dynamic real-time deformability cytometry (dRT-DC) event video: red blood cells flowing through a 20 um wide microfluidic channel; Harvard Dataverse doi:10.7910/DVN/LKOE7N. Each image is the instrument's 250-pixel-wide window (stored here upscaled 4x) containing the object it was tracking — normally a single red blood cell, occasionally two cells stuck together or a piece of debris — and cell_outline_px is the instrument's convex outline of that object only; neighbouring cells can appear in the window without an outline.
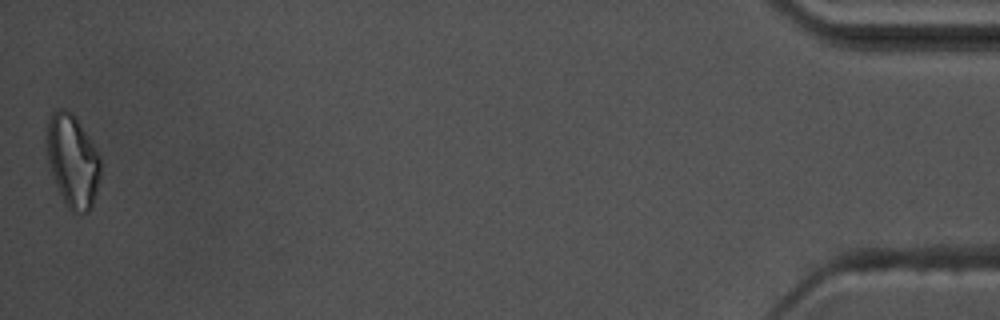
{"species": "common noctule bat (a hibernating species)", "species_latin": "Nyctalus noctula", "temperature_condition": "warm", "stored_images_in_passage": 44, "camera_frame_rate_fps": 3000, "um_per_image_px": 0.085, "animal": {"sex": "male", "body_mass_g": 17.5, "forearm_length_mm": 52.3}, "frame": {"image": 1, "passage_image": 44, "time_ms": 14.333, "image_size_px": [1000, 320], "cell_outline_px": [[100, 176], [96, 192], [92, 204], [88, 212], [72, 212], [68, 208], [56, 184], [48, 160], [44, 140], [48, 116], [56, 108], [64, 108], [72, 112], [76, 116], [92, 144], [100, 160]], "centroid_in_image_um": [6.12, 13.6], "position_along_channel_um": 429.1, "area_um2": 29.02}, "authors_computed_cell_mechanics": {"area_um2": 20.3745, "velocity_mm_per_s": 3.5749, "shape_relaxation_time_tau1_ms": null, "shape_relaxation_time_tau2_ms": 6.2335, "deformation_change_tau1": null, "deformation_change_tau2": 0.159}}